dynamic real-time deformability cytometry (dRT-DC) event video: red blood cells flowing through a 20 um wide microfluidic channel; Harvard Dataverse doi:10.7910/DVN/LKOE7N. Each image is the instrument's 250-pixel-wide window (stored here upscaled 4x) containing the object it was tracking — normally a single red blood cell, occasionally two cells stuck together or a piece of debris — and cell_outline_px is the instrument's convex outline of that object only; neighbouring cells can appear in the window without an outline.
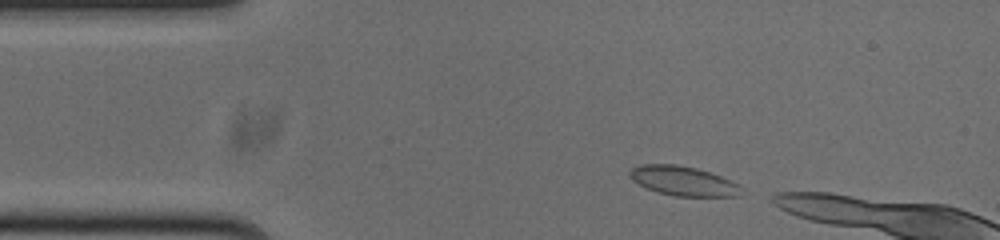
{"species": "common noctule bat (a hibernating species)", "species_latin": "Nyctalus noctula", "temperature_condition": "cold", "stored_images_in_passage": 7, "camera_frame_rate_fps": 3000, "um_per_image_px": 0.085, "animal": {"sex": "male", "body_mass_g": 20.0, "forearm_length_mm": 53.3}, "frame": {"image": 1, "passage_image": 2, "time_ms": 0.333, "image_size_px": [1000, 240], "cell_outline_px": [[740, 196], [676, 196], [656, 192], [632, 180], [628, 176], [628, 172], [632, 168], [640, 164], [676, 164], [696, 168], [720, 176], [740, 184]], "centroid_in_image_um": [58.04, 15.37], "position_along_channel_um": 27.0, "area_um2": 19.07}}